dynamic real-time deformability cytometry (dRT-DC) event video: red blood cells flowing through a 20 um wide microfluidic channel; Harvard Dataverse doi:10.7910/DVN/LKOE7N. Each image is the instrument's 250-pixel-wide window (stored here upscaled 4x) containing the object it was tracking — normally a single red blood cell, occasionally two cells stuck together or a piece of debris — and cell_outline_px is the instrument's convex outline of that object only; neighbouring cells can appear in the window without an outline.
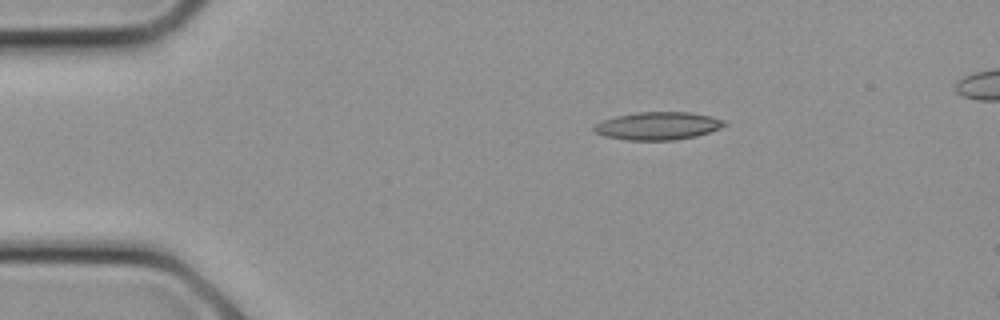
{"species": "common noctule bat (a hibernating species)", "species_latin": "Nyctalus noctula", "temperature_condition": "cold", "stored_images_in_passage": 21, "camera_frame_rate_fps": 3000, "um_per_image_px": 0.085, "animal": {"sex": "female", "body_mass_g": 21.9}, "frame": {"image": 1, "passage_image": 1, "time_ms": 0.0, "image_size_px": [1000, 320], "cell_outline_px": [[728, 124], [720, 128], [696, 136], [676, 140], [628, 140], [604, 136], [596, 132], [592, 128], [596, 124], [604, 120], [616, 116], [636, 112], [692, 112], [712, 116], [724, 120]], "centroid_in_image_um": [55.95, 10.69], "position_along_channel_um": 29.0, "area_um2": 21.15}}
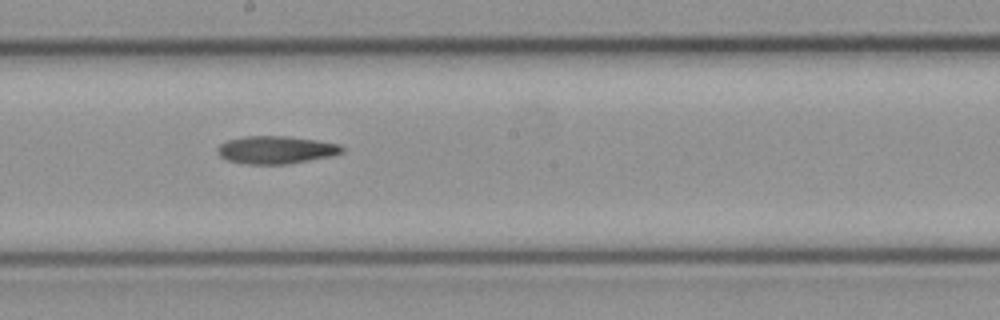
{"frame": {"image": 2, "passage_image": 10, "time_ms": 3.0, "image_size_px": [1000, 320], "cell_outline_px": [[344, 152], [332, 156], [288, 164], [244, 164], [228, 160], [220, 156], [216, 152], [216, 148], [220, 144], [228, 140], [244, 136], [288, 136], [316, 140], [340, 144], [344, 148]], "centroid_in_image_um": [23.46, 12.74], "position_along_channel_um": 224.7, "area_um2": 20.29}}
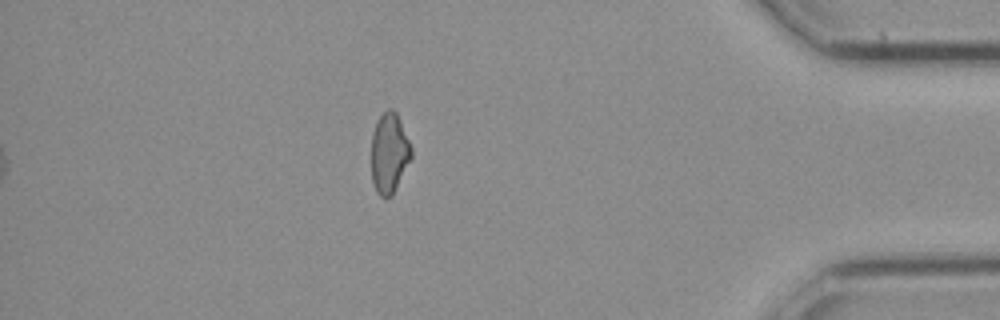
{"frame": {"image": 3, "passage_image": 18, "time_ms": 5.667, "image_size_px": [1000, 320], "cell_outline_px": [[412, 156], [392, 196], [380, 196], [376, 192], [372, 184], [372, 132], [376, 120], [388, 108], [392, 108], [396, 112], [400, 120], [412, 148]], "centroid_in_image_um": [33.08, 13.0], "position_along_channel_um": 402.1, "area_um2": 18.67}}